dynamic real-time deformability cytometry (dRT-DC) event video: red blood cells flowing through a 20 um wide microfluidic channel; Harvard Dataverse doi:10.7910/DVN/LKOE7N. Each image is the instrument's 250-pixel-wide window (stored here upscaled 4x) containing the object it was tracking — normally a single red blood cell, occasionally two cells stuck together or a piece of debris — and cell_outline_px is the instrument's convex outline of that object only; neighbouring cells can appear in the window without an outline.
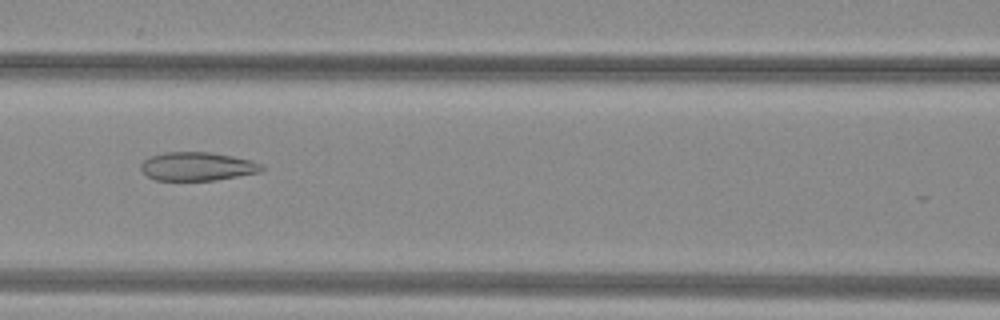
{"species": "common noctule bat (a hibernating species)", "species_latin": "Nyctalus noctula", "temperature_condition": "warm", "stored_images_in_passage": 35, "camera_frame_rate_fps": 3000, "um_per_image_px": 0.085, "animal": {"sex": "female", "body_mass_g": 29.2, "forearm_length_mm": 56.3}, "frame": {"image": 1, "passage_image": 7, "time_ms": 2.0, "image_size_px": [1000, 320], "cell_outline_px": [[264, 168], [260, 172], [216, 180], [156, 180], [148, 176], [140, 168], [140, 164], [144, 160], [152, 156], [164, 152], [212, 152], [252, 160], [260, 164]], "centroid_in_image_um": [16.77, 14.14], "position_along_channel_um": 149.8, "area_um2": 20.0}}
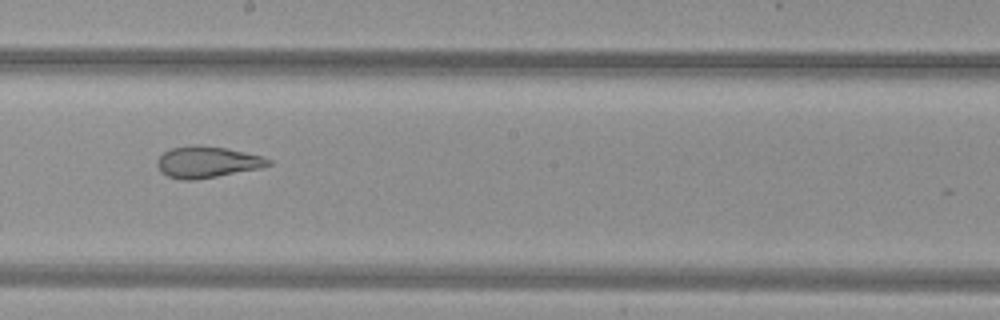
{"frame": {"image": 2, "passage_image": 13, "time_ms": 4.0, "image_size_px": [1000, 320], "cell_outline_px": [[272, 164], [260, 168], [196, 180], [180, 180], [168, 176], [160, 172], [156, 164], [156, 160], [164, 152], [172, 148], [192, 144], [200, 144], [228, 148], [260, 156], [272, 160]], "centroid_in_image_um": [17.57, 13.77], "position_along_channel_um": 230.6, "area_um2": 20.52}}
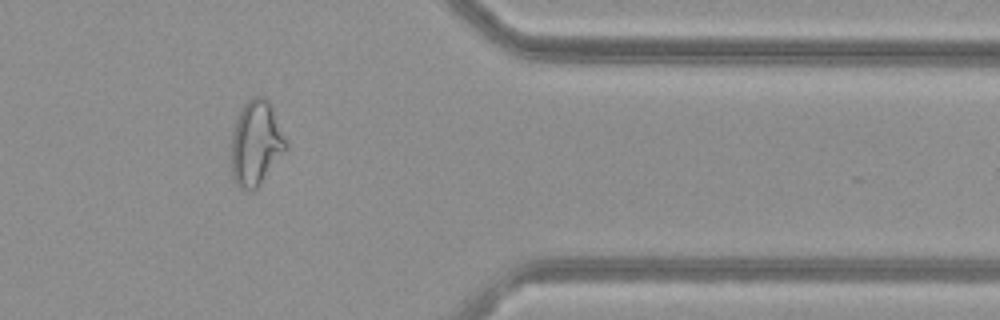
{"frame": {"image": 3, "passage_image": 26, "time_ms": 8.333, "image_size_px": [1000, 320], "cell_outline_px": [[288, 148], [260, 184], [252, 192], [248, 192], [240, 188], [232, 180], [228, 156], [232, 132], [236, 116], [244, 104], [252, 96], [264, 96], [272, 104], [288, 144]], "centroid_in_image_um": [21.71, 12.19], "position_along_channel_um": 389.7, "area_um2": 28.15}, "authors_computed_cell_mechanics": {"area_um2": 22.1952, "velocity_mm_per_s": 4.0498, "shape_relaxation_time_tau1_ms": null, "shape_relaxation_time_tau2_ms": 1.5605, "deformation_change_tau1": null, "deformation_change_tau2": 0.0988}}